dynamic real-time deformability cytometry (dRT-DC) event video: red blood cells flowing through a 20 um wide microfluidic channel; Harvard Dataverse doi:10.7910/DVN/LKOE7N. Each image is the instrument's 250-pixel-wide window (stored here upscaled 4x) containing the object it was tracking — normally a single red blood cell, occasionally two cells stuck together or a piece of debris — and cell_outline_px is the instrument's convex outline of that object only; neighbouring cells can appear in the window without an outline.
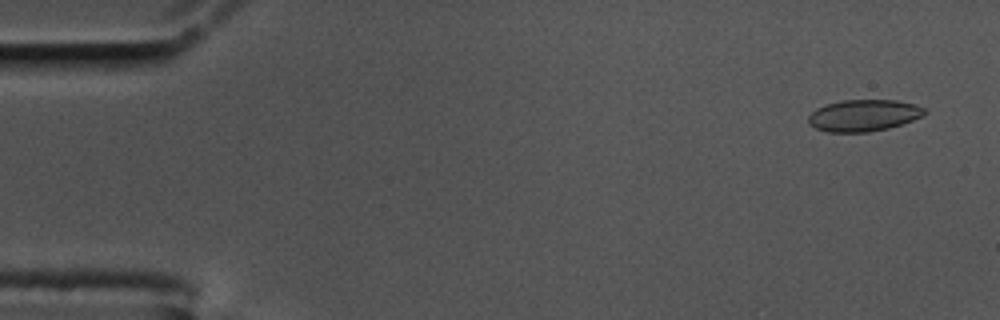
{"species": "common noctule bat (a hibernating species)", "species_latin": "Nyctalus noctula", "temperature_condition": "cold", "stored_images_in_passage": 56, "camera_frame_rate_fps": 3000, "um_per_image_px": 0.085, "animal": {"sex": "male", "body_mass_g": 17.5, "forearm_length_mm": 52.3}, "frame": {"image": 1, "passage_image": 3, "time_ms": 0.667, "image_size_px": [1000, 320], "cell_outline_px": [[928, 112], [924, 116], [888, 128], [868, 132], [828, 132], [816, 128], [808, 124], [808, 116], [816, 108], [840, 100], [896, 100], [916, 104], [928, 108]], "centroid_in_image_um": [73.45, 9.8], "position_along_channel_um": 11.6, "area_um2": 21.62}}
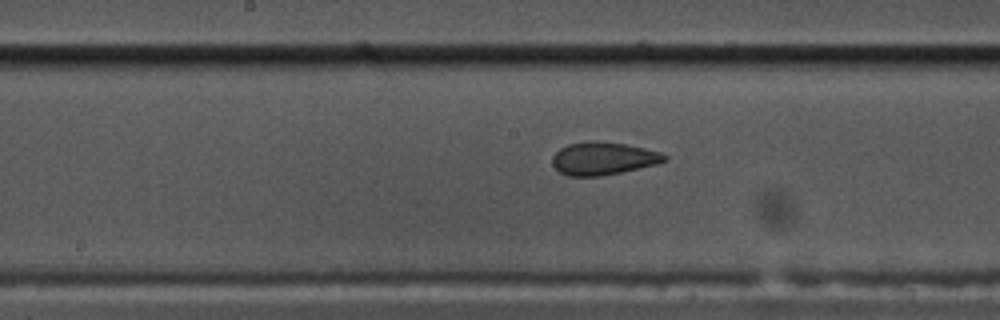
{"frame": {"image": 2, "passage_image": 29, "time_ms": 9.333, "image_size_px": [1000, 320], "cell_outline_px": [[668, 160], [656, 164], [620, 172], [600, 176], [568, 176], [560, 172], [552, 164], [552, 156], [560, 148], [568, 144], [588, 140], [596, 140], [624, 144], [644, 148], [660, 152], [668, 156]], "centroid_in_image_um": [51.25, 13.46], "position_along_channel_um": 196.9, "area_um2": 21.44}}
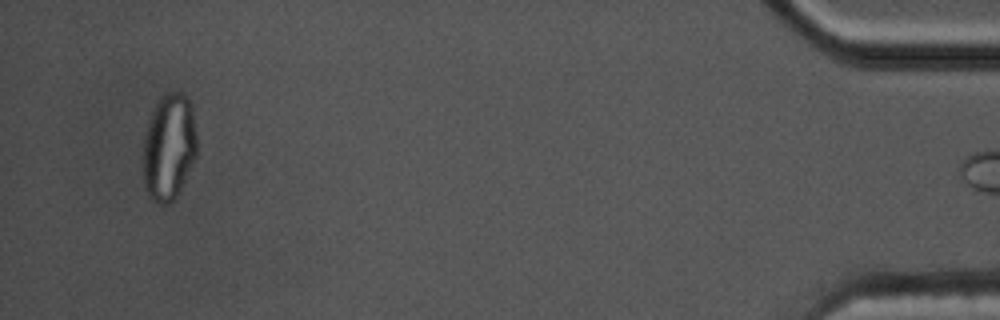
{"frame": {"image": 3, "passage_image": 55, "time_ms": 18.0, "image_size_px": [1000, 320], "cell_outline_px": [[196, 156], [176, 196], [168, 204], [156, 204], [148, 196], [144, 188], [144, 136], [148, 120], [160, 96], [168, 92], [180, 92], [188, 100], [192, 116], [196, 136]], "centroid_in_image_um": [14.32, 12.53], "position_along_channel_um": 420.9, "area_um2": 33.0}}